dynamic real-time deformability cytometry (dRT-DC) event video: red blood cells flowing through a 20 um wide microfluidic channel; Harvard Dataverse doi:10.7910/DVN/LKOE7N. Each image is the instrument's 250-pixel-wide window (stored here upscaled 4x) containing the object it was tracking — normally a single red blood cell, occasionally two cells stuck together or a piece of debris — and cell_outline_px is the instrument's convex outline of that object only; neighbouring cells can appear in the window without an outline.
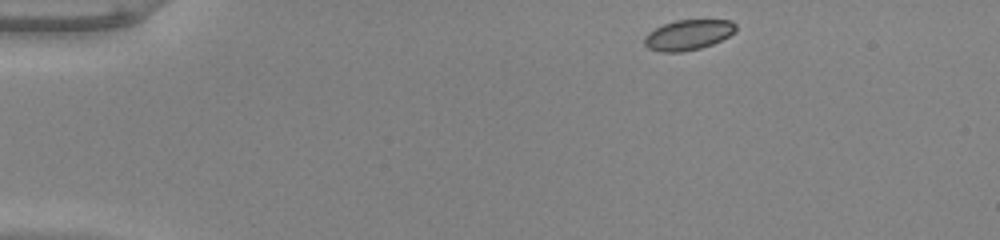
{"species": "common noctule bat (a hibernating species)", "species_latin": "Nyctalus noctula", "temperature_condition": "warm", "stored_images_in_passage": 45, "camera_frame_rate_fps": 3000, "um_per_image_px": 0.085, "animal": {"sex": "male", "body_mass_g": 20.0, "forearm_length_mm": 53.3}, "frame": {"image": 1, "passage_image": 1, "time_ms": 0.0, "image_size_px": [1000, 240], "cell_outline_px": [[736, 28], [728, 36], [712, 44], [700, 48], [680, 52], [660, 52], [648, 48], [644, 44], [644, 36], [648, 32], [664, 24], [676, 20], [732, 20], [736, 24]], "centroid_in_image_um": [58.46, 2.96], "position_along_channel_um": 26.5, "area_um2": 16.01}}
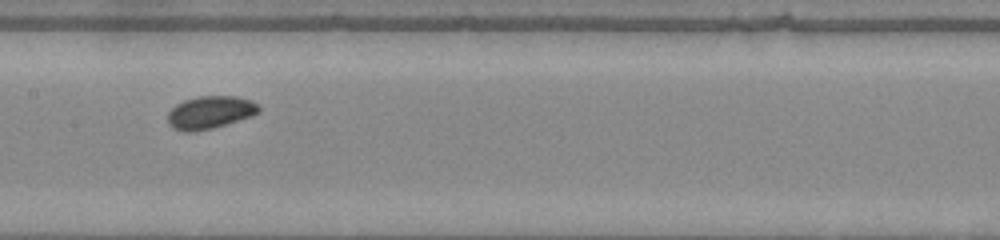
{"frame": {"image": 2, "passage_image": 20, "time_ms": 6.333, "image_size_px": [1000, 240], "cell_outline_px": [[260, 112], [252, 116], [212, 128], [188, 132], [184, 132], [172, 128], [168, 124], [168, 112], [176, 104], [184, 100], [200, 96], [236, 96], [252, 100], [260, 108]], "centroid_in_image_um": [17.85, 9.55], "position_along_channel_um": 189.6, "area_um2": 17.34}}
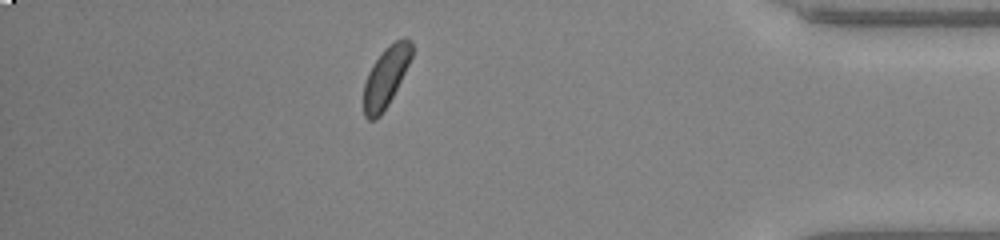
{"frame": {"image": 3, "passage_image": 39, "time_ms": 12.667, "image_size_px": [1000, 240], "cell_outline_px": [[412, 56], [388, 104], [380, 116], [376, 120], [368, 120], [364, 116], [364, 84], [368, 72], [372, 64], [396, 40], [404, 36], [412, 40]], "centroid_in_image_um": [32.79, 6.56], "position_along_channel_um": 402.4, "area_um2": 16.36}, "authors_computed_cell_mechanics": {"area_um2": 16.5886, "velocity_mm_per_s": 3.9234, "shape_relaxation_time_tau1_ms": 4.2409, "shape_relaxation_time_tau2_ms": null, "deformation_change_tau1": 0.0734, "deformation_change_tau2": null}}